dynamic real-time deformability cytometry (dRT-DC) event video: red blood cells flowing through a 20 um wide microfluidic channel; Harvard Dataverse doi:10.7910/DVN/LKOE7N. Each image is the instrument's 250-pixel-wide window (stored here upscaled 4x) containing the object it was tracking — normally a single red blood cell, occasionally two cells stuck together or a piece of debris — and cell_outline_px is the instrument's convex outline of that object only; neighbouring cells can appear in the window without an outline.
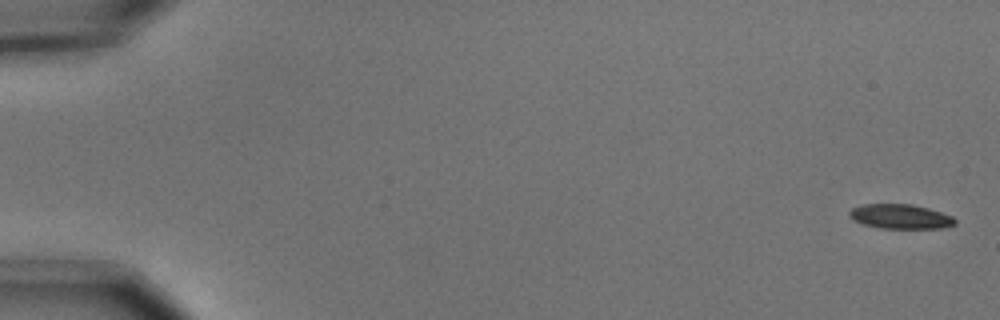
{"species": "common noctule bat (a hibernating species)", "species_latin": "Nyctalus noctula", "temperature_condition": "cold", "stored_images_in_passage": 11, "camera_frame_rate_fps": 3000, "um_per_image_px": 0.085, "animal": {"sex": "male", "body_mass_g": 15.6}, "frame": {"image": 1, "passage_image": 1, "time_ms": 0.0, "image_size_px": [1000, 320], "cell_outline_px": [[956, 224], [944, 228], [880, 228], [864, 224], [852, 220], [848, 216], [848, 212], [852, 208], [864, 204], [912, 204], [928, 208], [952, 216], [956, 220]], "centroid_in_image_um": [76.52, 18.4], "position_along_channel_um": 8.5, "area_um2": 15.14}}
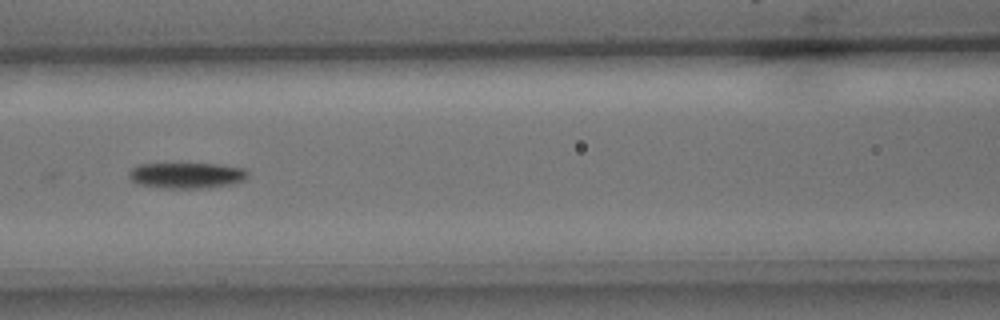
{"frame": {"image": 2, "passage_image": 7, "time_ms": 2.0, "image_size_px": [1000, 320], "cell_outline_px": [[248, 176], [244, 180], [232, 184], [208, 188], [164, 188], [136, 184], [128, 176], [128, 172], [136, 164], [220, 164], [244, 168], [248, 172]], "centroid_in_image_um": [15.86, 14.91], "position_along_channel_um": 150.7, "area_um2": 18.03}}
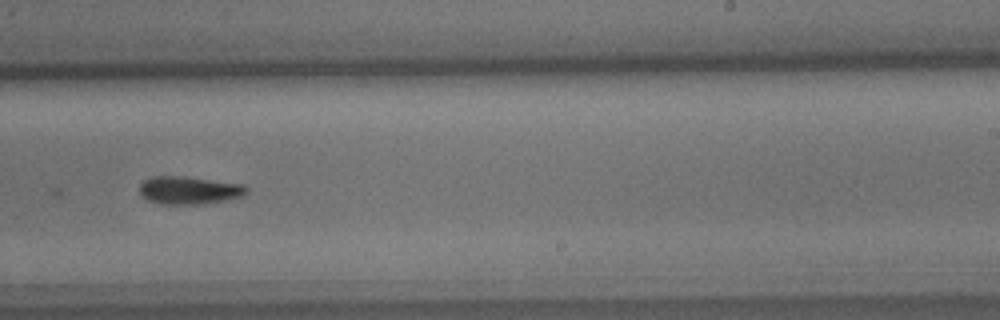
{"frame": {"image": 3, "passage_image": 10, "time_ms": 3.0, "image_size_px": [1000, 320], "cell_outline_px": [[248, 192], [240, 196], [224, 200], [204, 204], [160, 204], [148, 200], [140, 192], [140, 184], [144, 180], [152, 176], [184, 176], [244, 184], [248, 188]], "centroid_in_image_um": [16.08, 16.16], "position_along_channel_um": 272.9, "area_um2": 17.34}}